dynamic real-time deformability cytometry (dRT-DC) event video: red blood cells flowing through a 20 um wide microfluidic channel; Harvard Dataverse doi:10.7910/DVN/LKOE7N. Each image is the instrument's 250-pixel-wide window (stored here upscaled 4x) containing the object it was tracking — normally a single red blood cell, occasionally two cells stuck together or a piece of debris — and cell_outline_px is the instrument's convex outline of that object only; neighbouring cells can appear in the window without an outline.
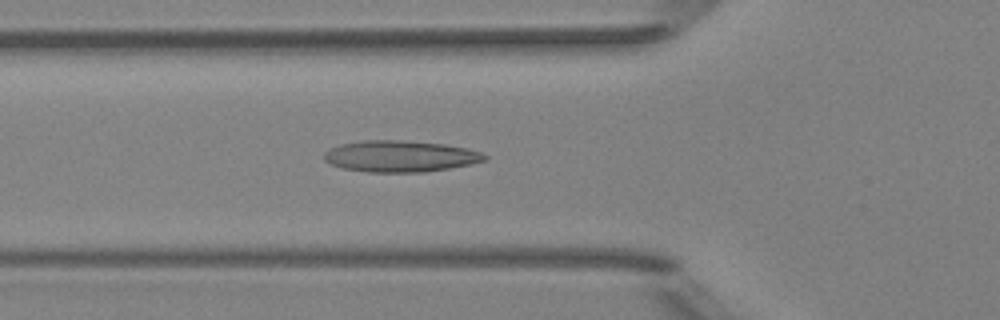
{"species": "Egyptian fruit bat (a non-hibernating species)", "species_latin": "Rousettus aegyptiacus", "temperature_condition": "room temperature", "stored_images_in_passage": 47, "camera_frame_rate_fps": 3000, "um_per_image_px": 0.085, "animal": {"sex": "female"}, "frame": {"image": 1, "passage_image": 14, "time_ms": 4.333, "image_size_px": [1000, 320], "cell_outline_px": [[488, 156], [484, 160], [468, 164], [448, 168], [424, 172], [368, 172], [340, 168], [324, 160], [324, 152], [328, 148], [340, 144], [364, 140], [396, 140], [444, 144], [468, 148], [480, 152]], "centroid_in_image_um": [33.96, 13.28], "position_along_channel_um": 91.8, "area_um2": 29.25}}
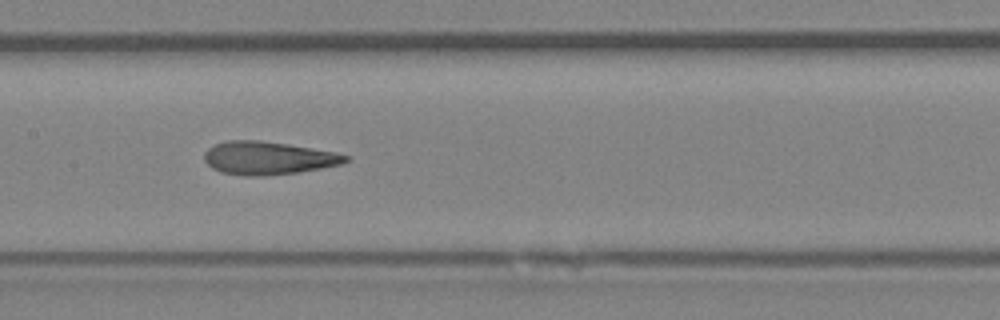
{"frame": {"image": 2, "passage_image": 21, "time_ms": 6.667, "image_size_px": [1000, 320], "cell_outline_px": [[348, 160], [340, 164], [320, 168], [296, 172], [264, 176], [244, 176], [220, 172], [212, 168], [204, 160], [204, 152], [208, 148], [216, 144], [228, 140], [260, 140], [288, 144], [336, 152], [348, 156]], "centroid_in_image_um": [22.74, 13.43], "position_along_channel_um": 184.7, "area_um2": 27.11}}
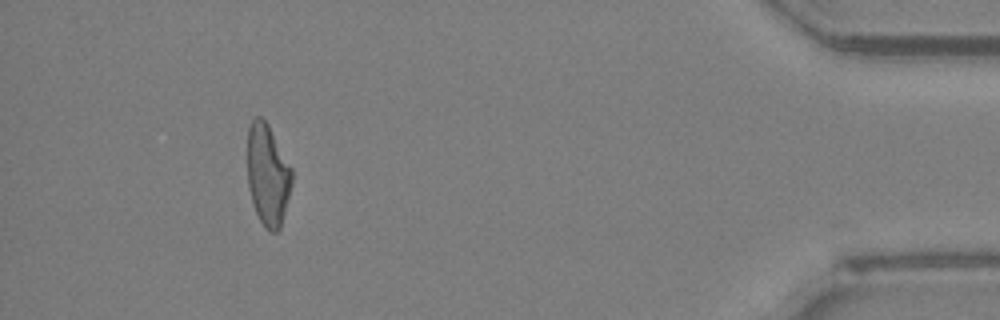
{"frame": {"image": 3, "passage_image": 43, "time_ms": 14.0, "image_size_px": [1000, 320], "cell_outline_px": [[292, 180], [280, 228], [276, 232], [268, 232], [264, 228], [252, 204], [248, 184], [248, 128], [252, 120], [256, 116], [260, 116], [268, 124], [292, 168]], "centroid_in_image_um": [22.75, 14.87], "position_along_channel_um": 412.5, "area_um2": 26.13}, "authors_computed_cell_mechanics": {"area_um2": 27.1082, "velocity_mm_per_s": 3.9778, "shape_relaxation_time_tau1_ms": null, "shape_relaxation_time_tau2_ms": 2.1055, "deformation_change_tau1": null, "deformation_change_tau2": 0.1088}}